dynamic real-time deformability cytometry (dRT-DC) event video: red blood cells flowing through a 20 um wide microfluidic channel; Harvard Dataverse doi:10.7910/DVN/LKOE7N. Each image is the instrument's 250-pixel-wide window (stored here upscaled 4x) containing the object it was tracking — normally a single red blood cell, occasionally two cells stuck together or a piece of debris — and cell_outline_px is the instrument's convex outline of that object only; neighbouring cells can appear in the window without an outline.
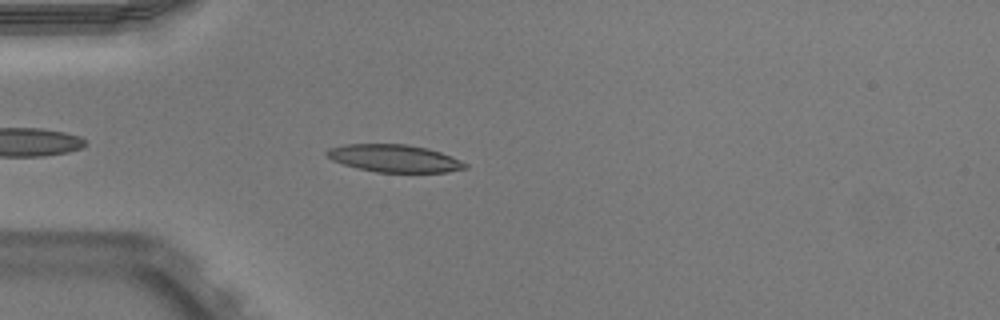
{"species": "Egyptian fruit bat (a non-hibernating species)", "species_latin": "Rousettus aegyptiacus", "temperature_condition": "warm", "stored_images_in_passage": 28, "camera_frame_rate_fps": 3000, "um_per_image_px": 0.085, "animal": {"sex": "male"}, "frame": {"image": 1, "passage_image": 5, "time_ms": 1.333, "image_size_px": [1000, 320], "cell_outline_px": [[468, 168], [448, 172], [376, 172], [344, 164], [332, 160], [324, 156], [324, 152], [328, 148], [344, 144], [408, 144], [428, 148], [440, 152], [460, 160], [468, 164]], "centroid_in_image_um": [33.5, 13.45], "position_along_channel_um": 51.5, "area_um2": 22.25}}